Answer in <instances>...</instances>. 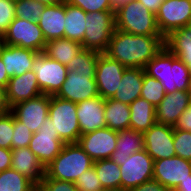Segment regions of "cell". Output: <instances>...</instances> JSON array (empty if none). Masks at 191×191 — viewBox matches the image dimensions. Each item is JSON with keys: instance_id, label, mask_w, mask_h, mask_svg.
<instances>
[{"instance_id": "obj_15", "label": "cell", "mask_w": 191, "mask_h": 191, "mask_svg": "<svg viewBox=\"0 0 191 191\" xmlns=\"http://www.w3.org/2000/svg\"><path fill=\"white\" fill-rule=\"evenodd\" d=\"M117 131L108 127L80 135L79 146L94 160L110 159L116 150Z\"/></svg>"}, {"instance_id": "obj_4", "label": "cell", "mask_w": 191, "mask_h": 191, "mask_svg": "<svg viewBox=\"0 0 191 191\" xmlns=\"http://www.w3.org/2000/svg\"><path fill=\"white\" fill-rule=\"evenodd\" d=\"M93 164L94 160L78 143L64 144L61 152L45 167V174L52 179L75 183Z\"/></svg>"}, {"instance_id": "obj_51", "label": "cell", "mask_w": 191, "mask_h": 191, "mask_svg": "<svg viewBox=\"0 0 191 191\" xmlns=\"http://www.w3.org/2000/svg\"><path fill=\"white\" fill-rule=\"evenodd\" d=\"M102 191H125L121 188H109V189H103Z\"/></svg>"}, {"instance_id": "obj_35", "label": "cell", "mask_w": 191, "mask_h": 191, "mask_svg": "<svg viewBox=\"0 0 191 191\" xmlns=\"http://www.w3.org/2000/svg\"><path fill=\"white\" fill-rule=\"evenodd\" d=\"M173 145L176 156L191 161V132L174 130Z\"/></svg>"}, {"instance_id": "obj_20", "label": "cell", "mask_w": 191, "mask_h": 191, "mask_svg": "<svg viewBox=\"0 0 191 191\" xmlns=\"http://www.w3.org/2000/svg\"><path fill=\"white\" fill-rule=\"evenodd\" d=\"M41 94L42 92L38 86L37 77L32 70L20 76L11 77L6 86V96L10 107Z\"/></svg>"}, {"instance_id": "obj_30", "label": "cell", "mask_w": 191, "mask_h": 191, "mask_svg": "<svg viewBox=\"0 0 191 191\" xmlns=\"http://www.w3.org/2000/svg\"><path fill=\"white\" fill-rule=\"evenodd\" d=\"M65 14L64 38L82 43L86 31V12L65 3Z\"/></svg>"}, {"instance_id": "obj_36", "label": "cell", "mask_w": 191, "mask_h": 191, "mask_svg": "<svg viewBox=\"0 0 191 191\" xmlns=\"http://www.w3.org/2000/svg\"><path fill=\"white\" fill-rule=\"evenodd\" d=\"M33 132L14 116V131L11 141V149L28 147Z\"/></svg>"}, {"instance_id": "obj_28", "label": "cell", "mask_w": 191, "mask_h": 191, "mask_svg": "<svg viewBox=\"0 0 191 191\" xmlns=\"http://www.w3.org/2000/svg\"><path fill=\"white\" fill-rule=\"evenodd\" d=\"M82 50L83 46L81 43L67 38H60L48 41L43 53L67 66Z\"/></svg>"}, {"instance_id": "obj_18", "label": "cell", "mask_w": 191, "mask_h": 191, "mask_svg": "<svg viewBox=\"0 0 191 191\" xmlns=\"http://www.w3.org/2000/svg\"><path fill=\"white\" fill-rule=\"evenodd\" d=\"M191 104L188 91L176 90L166 93L160 104L155 108L156 122L174 127L182 112Z\"/></svg>"}, {"instance_id": "obj_12", "label": "cell", "mask_w": 191, "mask_h": 191, "mask_svg": "<svg viewBox=\"0 0 191 191\" xmlns=\"http://www.w3.org/2000/svg\"><path fill=\"white\" fill-rule=\"evenodd\" d=\"M64 144L53 128L52 120L47 117L38 132L33 133L28 147L46 167L61 152Z\"/></svg>"}, {"instance_id": "obj_50", "label": "cell", "mask_w": 191, "mask_h": 191, "mask_svg": "<svg viewBox=\"0 0 191 191\" xmlns=\"http://www.w3.org/2000/svg\"><path fill=\"white\" fill-rule=\"evenodd\" d=\"M110 1L113 7V11L115 12V10H117L118 8H120L121 6H123L124 4H126L131 0H110Z\"/></svg>"}, {"instance_id": "obj_40", "label": "cell", "mask_w": 191, "mask_h": 191, "mask_svg": "<svg viewBox=\"0 0 191 191\" xmlns=\"http://www.w3.org/2000/svg\"><path fill=\"white\" fill-rule=\"evenodd\" d=\"M15 2L0 0V37L7 32L9 25L15 19Z\"/></svg>"}, {"instance_id": "obj_21", "label": "cell", "mask_w": 191, "mask_h": 191, "mask_svg": "<svg viewBox=\"0 0 191 191\" xmlns=\"http://www.w3.org/2000/svg\"><path fill=\"white\" fill-rule=\"evenodd\" d=\"M38 54L30 49L4 44L0 58L5 64L8 77L11 78L32 70L35 57Z\"/></svg>"}, {"instance_id": "obj_37", "label": "cell", "mask_w": 191, "mask_h": 191, "mask_svg": "<svg viewBox=\"0 0 191 191\" xmlns=\"http://www.w3.org/2000/svg\"><path fill=\"white\" fill-rule=\"evenodd\" d=\"M78 191H102L103 187L94 167L82 173L75 182Z\"/></svg>"}, {"instance_id": "obj_38", "label": "cell", "mask_w": 191, "mask_h": 191, "mask_svg": "<svg viewBox=\"0 0 191 191\" xmlns=\"http://www.w3.org/2000/svg\"><path fill=\"white\" fill-rule=\"evenodd\" d=\"M14 131V115L9 113L0 116V147L11 149V141Z\"/></svg>"}, {"instance_id": "obj_49", "label": "cell", "mask_w": 191, "mask_h": 191, "mask_svg": "<svg viewBox=\"0 0 191 191\" xmlns=\"http://www.w3.org/2000/svg\"><path fill=\"white\" fill-rule=\"evenodd\" d=\"M36 1L43 3L45 6H52L66 3L67 0H36Z\"/></svg>"}, {"instance_id": "obj_39", "label": "cell", "mask_w": 191, "mask_h": 191, "mask_svg": "<svg viewBox=\"0 0 191 191\" xmlns=\"http://www.w3.org/2000/svg\"><path fill=\"white\" fill-rule=\"evenodd\" d=\"M66 3L79 7L86 13L113 11L110 0H67Z\"/></svg>"}, {"instance_id": "obj_48", "label": "cell", "mask_w": 191, "mask_h": 191, "mask_svg": "<svg viewBox=\"0 0 191 191\" xmlns=\"http://www.w3.org/2000/svg\"><path fill=\"white\" fill-rule=\"evenodd\" d=\"M175 191H191V175L183 182H180Z\"/></svg>"}, {"instance_id": "obj_45", "label": "cell", "mask_w": 191, "mask_h": 191, "mask_svg": "<svg viewBox=\"0 0 191 191\" xmlns=\"http://www.w3.org/2000/svg\"><path fill=\"white\" fill-rule=\"evenodd\" d=\"M11 111L6 96V87L0 86V116L5 115Z\"/></svg>"}, {"instance_id": "obj_27", "label": "cell", "mask_w": 191, "mask_h": 191, "mask_svg": "<svg viewBox=\"0 0 191 191\" xmlns=\"http://www.w3.org/2000/svg\"><path fill=\"white\" fill-rule=\"evenodd\" d=\"M129 128L144 133L156 123L155 106L141 97L135 99L130 105Z\"/></svg>"}, {"instance_id": "obj_42", "label": "cell", "mask_w": 191, "mask_h": 191, "mask_svg": "<svg viewBox=\"0 0 191 191\" xmlns=\"http://www.w3.org/2000/svg\"><path fill=\"white\" fill-rule=\"evenodd\" d=\"M174 130H183L191 132V104L182 112Z\"/></svg>"}, {"instance_id": "obj_10", "label": "cell", "mask_w": 191, "mask_h": 191, "mask_svg": "<svg viewBox=\"0 0 191 191\" xmlns=\"http://www.w3.org/2000/svg\"><path fill=\"white\" fill-rule=\"evenodd\" d=\"M32 71L37 77V83L42 94L50 96L58 93L68 74L65 65L48 57L43 52L35 57Z\"/></svg>"}, {"instance_id": "obj_3", "label": "cell", "mask_w": 191, "mask_h": 191, "mask_svg": "<svg viewBox=\"0 0 191 191\" xmlns=\"http://www.w3.org/2000/svg\"><path fill=\"white\" fill-rule=\"evenodd\" d=\"M145 74L157 79L166 93L188 91L191 70L166 47L144 67Z\"/></svg>"}, {"instance_id": "obj_8", "label": "cell", "mask_w": 191, "mask_h": 191, "mask_svg": "<svg viewBox=\"0 0 191 191\" xmlns=\"http://www.w3.org/2000/svg\"><path fill=\"white\" fill-rule=\"evenodd\" d=\"M2 40L4 44L30 49L38 53L44 51L47 43L38 22L18 17L11 22Z\"/></svg>"}, {"instance_id": "obj_32", "label": "cell", "mask_w": 191, "mask_h": 191, "mask_svg": "<svg viewBox=\"0 0 191 191\" xmlns=\"http://www.w3.org/2000/svg\"><path fill=\"white\" fill-rule=\"evenodd\" d=\"M37 186L12 168L0 172V191H36Z\"/></svg>"}, {"instance_id": "obj_22", "label": "cell", "mask_w": 191, "mask_h": 191, "mask_svg": "<svg viewBox=\"0 0 191 191\" xmlns=\"http://www.w3.org/2000/svg\"><path fill=\"white\" fill-rule=\"evenodd\" d=\"M11 168L30 179L36 186L45 176V167L29 147L11 149Z\"/></svg>"}, {"instance_id": "obj_11", "label": "cell", "mask_w": 191, "mask_h": 191, "mask_svg": "<svg viewBox=\"0 0 191 191\" xmlns=\"http://www.w3.org/2000/svg\"><path fill=\"white\" fill-rule=\"evenodd\" d=\"M156 22L164 38L174 30L189 26L191 0H164L156 13Z\"/></svg>"}, {"instance_id": "obj_24", "label": "cell", "mask_w": 191, "mask_h": 191, "mask_svg": "<svg viewBox=\"0 0 191 191\" xmlns=\"http://www.w3.org/2000/svg\"><path fill=\"white\" fill-rule=\"evenodd\" d=\"M144 73V69L141 68H126L112 99L130 105L135 99L139 98Z\"/></svg>"}, {"instance_id": "obj_47", "label": "cell", "mask_w": 191, "mask_h": 191, "mask_svg": "<svg viewBox=\"0 0 191 191\" xmlns=\"http://www.w3.org/2000/svg\"><path fill=\"white\" fill-rule=\"evenodd\" d=\"M9 77L7 75V71L5 69V64L2 62L0 58V86L6 87L9 82Z\"/></svg>"}, {"instance_id": "obj_19", "label": "cell", "mask_w": 191, "mask_h": 191, "mask_svg": "<svg viewBox=\"0 0 191 191\" xmlns=\"http://www.w3.org/2000/svg\"><path fill=\"white\" fill-rule=\"evenodd\" d=\"M76 104L81 135L106 127L104 118L105 99L100 95Z\"/></svg>"}, {"instance_id": "obj_44", "label": "cell", "mask_w": 191, "mask_h": 191, "mask_svg": "<svg viewBox=\"0 0 191 191\" xmlns=\"http://www.w3.org/2000/svg\"><path fill=\"white\" fill-rule=\"evenodd\" d=\"M12 150L0 147V172L11 168Z\"/></svg>"}, {"instance_id": "obj_52", "label": "cell", "mask_w": 191, "mask_h": 191, "mask_svg": "<svg viewBox=\"0 0 191 191\" xmlns=\"http://www.w3.org/2000/svg\"><path fill=\"white\" fill-rule=\"evenodd\" d=\"M3 45H4L3 40H2V38H0V55H1Z\"/></svg>"}, {"instance_id": "obj_1", "label": "cell", "mask_w": 191, "mask_h": 191, "mask_svg": "<svg viewBox=\"0 0 191 191\" xmlns=\"http://www.w3.org/2000/svg\"><path fill=\"white\" fill-rule=\"evenodd\" d=\"M164 40L163 36L134 35L115 29L105 54L126 68L144 69L165 47Z\"/></svg>"}, {"instance_id": "obj_23", "label": "cell", "mask_w": 191, "mask_h": 191, "mask_svg": "<svg viewBox=\"0 0 191 191\" xmlns=\"http://www.w3.org/2000/svg\"><path fill=\"white\" fill-rule=\"evenodd\" d=\"M65 3L46 6L38 21L46 42L64 38Z\"/></svg>"}, {"instance_id": "obj_34", "label": "cell", "mask_w": 191, "mask_h": 191, "mask_svg": "<svg viewBox=\"0 0 191 191\" xmlns=\"http://www.w3.org/2000/svg\"><path fill=\"white\" fill-rule=\"evenodd\" d=\"M46 6L36 0L15 1V17L38 22Z\"/></svg>"}, {"instance_id": "obj_31", "label": "cell", "mask_w": 191, "mask_h": 191, "mask_svg": "<svg viewBox=\"0 0 191 191\" xmlns=\"http://www.w3.org/2000/svg\"><path fill=\"white\" fill-rule=\"evenodd\" d=\"M93 167L103 189L121 188L120 166L111 159L94 161Z\"/></svg>"}, {"instance_id": "obj_29", "label": "cell", "mask_w": 191, "mask_h": 191, "mask_svg": "<svg viewBox=\"0 0 191 191\" xmlns=\"http://www.w3.org/2000/svg\"><path fill=\"white\" fill-rule=\"evenodd\" d=\"M104 118L106 127L112 130L128 129L130 125V107L128 104L112 98L105 99Z\"/></svg>"}, {"instance_id": "obj_13", "label": "cell", "mask_w": 191, "mask_h": 191, "mask_svg": "<svg viewBox=\"0 0 191 191\" xmlns=\"http://www.w3.org/2000/svg\"><path fill=\"white\" fill-rule=\"evenodd\" d=\"M191 175V161L178 156L154 161L153 179L164 187L175 190Z\"/></svg>"}, {"instance_id": "obj_6", "label": "cell", "mask_w": 191, "mask_h": 191, "mask_svg": "<svg viewBox=\"0 0 191 191\" xmlns=\"http://www.w3.org/2000/svg\"><path fill=\"white\" fill-rule=\"evenodd\" d=\"M77 104L69 100L50 96L48 117L53 128L58 131L60 140L65 143H77L81 135L77 118Z\"/></svg>"}, {"instance_id": "obj_26", "label": "cell", "mask_w": 191, "mask_h": 191, "mask_svg": "<svg viewBox=\"0 0 191 191\" xmlns=\"http://www.w3.org/2000/svg\"><path fill=\"white\" fill-rule=\"evenodd\" d=\"M165 47L191 70V27L174 30L164 40Z\"/></svg>"}, {"instance_id": "obj_33", "label": "cell", "mask_w": 191, "mask_h": 191, "mask_svg": "<svg viewBox=\"0 0 191 191\" xmlns=\"http://www.w3.org/2000/svg\"><path fill=\"white\" fill-rule=\"evenodd\" d=\"M165 94L164 86L157 79L144 73L140 97L157 107Z\"/></svg>"}, {"instance_id": "obj_14", "label": "cell", "mask_w": 191, "mask_h": 191, "mask_svg": "<svg viewBox=\"0 0 191 191\" xmlns=\"http://www.w3.org/2000/svg\"><path fill=\"white\" fill-rule=\"evenodd\" d=\"M125 69L126 67L118 61L111 59L105 53H100L97 60L95 81L98 93L103 99L114 96Z\"/></svg>"}, {"instance_id": "obj_46", "label": "cell", "mask_w": 191, "mask_h": 191, "mask_svg": "<svg viewBox=\"0 0 191 191\" xmlns=\"http://www.w3.org/2000/svg\"><path fill=\"white\" fill-rule=\"evenodd\" d=\"M142 3L150 12L156 15L159 7L162 5L164 0H137Z\"/></svg>"}, {"instance_id": "obj_43", "label": "cell", "mask_w": 191, "mask_h": 191, "mask_svg": "<svg viewBox=\"0 0 191 191\" xmlns=\"http://www.w3.org/2000/svg\"><path fill=\"white\" fill-rule=\"evenodd\" d=\"M130 191H170V189L164 187L158 181L152 179L136 186Z\"/></svg>"}, {"instance_id": "obj_7", "label": "cell", "mask_w": 191, "mask_h": 191, "mask_svg": "<svg viewBox=\"0 0 191 191\" xmlns=\"http://www.w3.org/2000/svg\"><path fill=\"white\" fill-rule=\"evenodd\" d=\"M86 31L82 41L83 49L105 53L115 26L114 11L86 13Z\"/></svg>"}, {"instance_id": "obj_5", "label": "cell", "mask_w": 191, "mask_h": 191, "mask_svg": "<svg viewBox=\"0 0 191 191\" xmlns=\"http://www.w3.org/2000/svg\"><path fill=\"white\" fill-rule=\"evenodd\" d=\"M115 26L134 35L162 36L156 15L137 0H131L115 10Z\"/></svg>"}, {"instance_id": "obj_53", "label": "cell", "mask_w": 191, "mask_h": 191, "mask_svg": "<svg viewBox=\"0 0 191 191\" xmlns=\"http://www.w3.org/2000/svg\"><path fill=\"white\" fill-rule=\"evenodd\" d=\"M188 92H189V94L191 95V77H190V82H189Z\"/></svg>"}, {"instance_id": "obj_41", "label": "cell", "mask_w": 191, "mask_h": 191, "mask_svg": "<svg viewBox=\"0 0 191 191\" xmlns=\"http://www.w3.org/2000/svg\"><path fill=\"white\" fill-rule=\"evenodd\" d=\"M37 191H78L74 182L49 178L46 174L37 185Z\"/></svg>"}, {"instance_id": "obj_25", "label": "cell", "mask_w": 191, "mask_h": 191, "mask_svg": "<svg viewBox=\"0 0 191 191\" xmlns=\"http://www.w3.org/2000/svg\"><path fill=\"white\" fill-rule=\"evenodd\" d=\"M144 149V136L142 132L128 128L117 131L116 150L110 159L118 164V160H126L135 152Z\"/></svg>"}, {"instance_id": "obj_17", "label": "cell", "mask_w": 191, "mask_h": 191, "mask_svg": "<svg viewBox=\"0 0 191 191\" xmlns=\"http://www.w3.org/2000/svg\"><path fill=\"white\" fill-rule=\"evenodd\" d=\"M50 95L41 94L11 107L12 114L33 133L44 124L49 114Z\"/></svg>"}, {"instance_id": "obj_9", "label": "cell", "mask_w": 191, "mask_h": 191, "mask_svg": "<svg viewBox=\"0 0 191 191\" xmlns=\"http://www.w3.org/2000/svg\"><path fill=\"white\" fill-rule=\"evenodd\" d=\"M121 170V189L130 191L138 185L153 179V158L142 149L126 160H118Z\"/></svg>"}, {"instance_id": "obj_16", "label": "cell", "mask_w": 191, "mask_h": 191, "mask_svg": "<svg viewBox=\"0 0 191 191\" xmlns=\"http://www.w3.org/2000/svg\"><path fill=\"white\" fill-rule=\"evenodd\" d=\"M143 136L144 149L154 161L176 156L173 145L174 127L156 122Z\"/></svg>"}, {"instance_id": "obj_2", "label": "cell", "mask_w": 191, "mask_h": 191, "mask_svg": "<svg viewBox=\"0 0 191 191\" xmlns=\"http://www.w3.org/2000/svg\"><path fill=\"white\" fill-rule=\"evenodd\" d=\"M99 55L100 52L83 49L73 58L66 66V80L55 96L75 103L99 96L95 81Z\"/></svg>"}]
</instances>
